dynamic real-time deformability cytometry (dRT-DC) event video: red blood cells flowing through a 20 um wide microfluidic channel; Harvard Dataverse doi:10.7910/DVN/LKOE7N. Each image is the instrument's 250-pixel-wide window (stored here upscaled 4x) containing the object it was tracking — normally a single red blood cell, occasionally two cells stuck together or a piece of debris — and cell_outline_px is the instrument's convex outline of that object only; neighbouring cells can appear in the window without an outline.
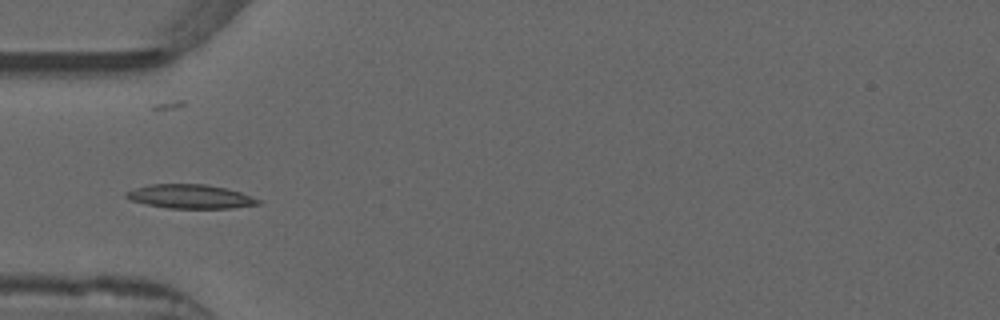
{"species": "common noctule bat (a hibernating species)", "species_latin": "Nyctalus noctula", "temperature_condition": "warm", "stored_images_in_passage": 38, "camera_frame_rate_fps": 3000, "um_per_image_px": 0.085, "animal": {"sex": "male", "forearm_length_mm": 52.5}, "frame": {"image": 1, "passage_image": 6, "time_ms": 1.667, "image_size_px": [1000, 320], "cell_outline_px": [[260, 204], [232, 208], [168, 208], [148, 204], [132, 200], [124, 196], [124, 192], [148, 184], [204, 184], [224, 188], [240, 192], [252, 196], [260, 200]], "centroid_in_image_um": [16.17, 16.7], "position_along_channel_um": 68.8, "area_um2": 18.26}}
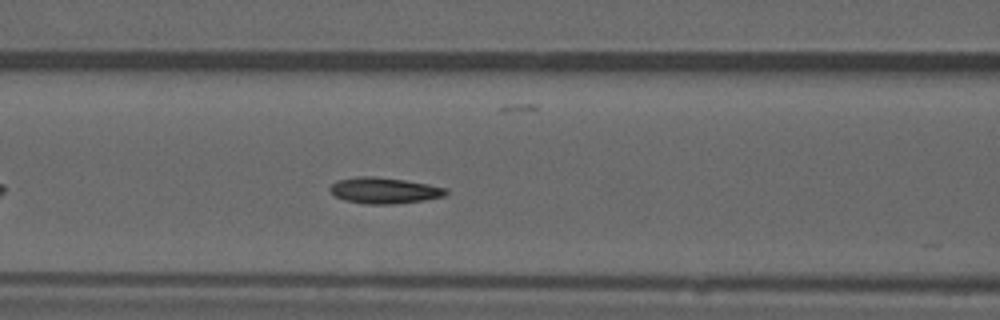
{"frame": {"image": 2, "passage_image": 11, "time_ms": 3.333, "image_size_px": [1000, 320], "cell_outline_px": [[448, 192], [444, 196], [424, 200], [396, 204], [368, 204], [344, 200], [336, 196], [328, 188], [336, 180], [356, 176], [372, 176], [404, 180], [428, 184], [448, 188]], "centroid_in_image_um": [32.66, 16.19], "position_along_channel_um": 133.9, "area_um2": 17.63}}